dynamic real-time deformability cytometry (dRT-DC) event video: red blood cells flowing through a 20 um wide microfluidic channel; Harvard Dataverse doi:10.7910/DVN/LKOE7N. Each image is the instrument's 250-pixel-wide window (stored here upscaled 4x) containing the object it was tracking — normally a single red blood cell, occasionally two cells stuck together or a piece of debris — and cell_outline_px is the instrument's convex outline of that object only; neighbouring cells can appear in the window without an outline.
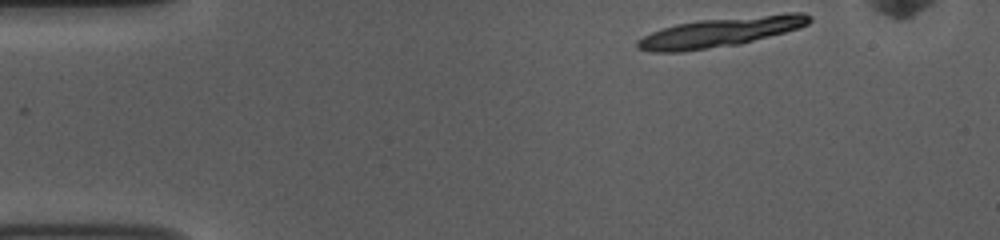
{"species": "common noctule bat (a hibernating species)", "species_latin": "Nyctalus noctula", "temperature_condition": "room temperature", "stored_images_in_passage": 11, "camera_frame_rate_fps": 3000, "um_per_image_px": 0.085, "animal": {"sex": "female", "body_mass_g": 10.0, "forearm_length_mm": 53.1}, "frame": {"image": 1, "passage_image": 1, "time_ms": 0.0, "image_size_px": [1000, 240], "cell_outline_px": [[812, 20], [808, 24], [784, 32], [740, 44], [680, 52], [652, 52], [636, 48], [636, 40], [652, 32], [676, 24], [700, 20], [788, 12], [804, 12], [812, 16]], "centroid_in_image_um": [61.25, 2.72], "position_along_channel_um": 23.8, "area_um2": 29.48}}